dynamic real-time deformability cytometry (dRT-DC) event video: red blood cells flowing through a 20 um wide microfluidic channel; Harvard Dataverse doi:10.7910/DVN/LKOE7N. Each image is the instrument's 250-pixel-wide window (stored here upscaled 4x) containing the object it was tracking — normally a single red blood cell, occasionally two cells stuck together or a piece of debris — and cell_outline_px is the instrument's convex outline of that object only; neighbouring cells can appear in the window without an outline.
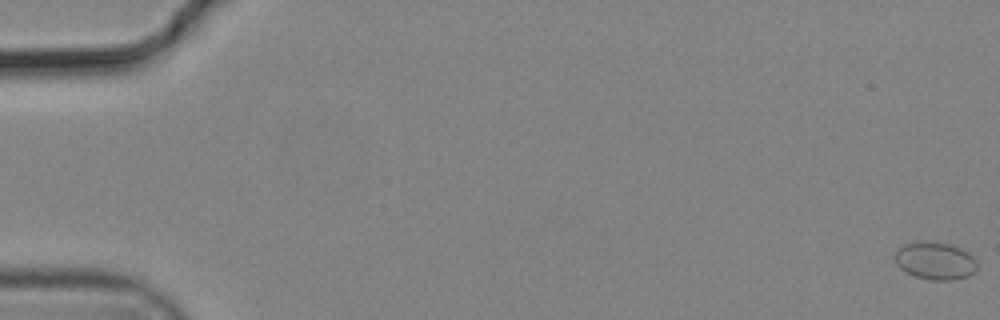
{"species": "common noctule bat (a hibernating species)", "species_latin": "Nyctalus noctula", "temperature_condition": "cold", "stored_images_in_passage": 57, "camera_frame_rate_fps": 3000, "um_per_image_px": 0.085, "animal": {"sex": "male", "body_mass_g": 19.2, "forearm_length_mm": 51.8}, "frame": {"image": 1, "passage_image": 1, "time_ms": 0.0, "image_size_px": [1000, 320], "cell_outline_px": [[976, 268], [968, 276], [952, 280], [932, 280], [916, 276], [904, 272], [896, 264], [896, 248], [904, 244], [920, 240], [924, 240], [948, 244], [960, 248], [968, 252], [976, 260]], "centroid_in_image_um": [79.45, 22.15], "position_along_channel_um": 5.5, "area_um2": 18.03}}
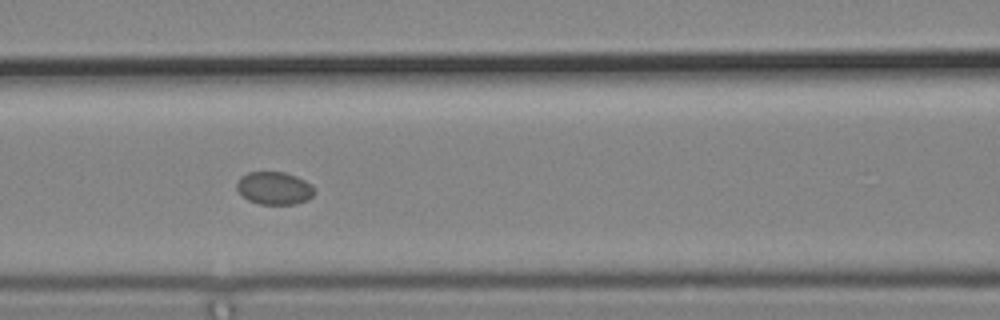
{"frame": {"image": 2, "passage_image": 26, "time_ms": 8.333, "image_size_px": [1000, 320], "cell_outline_px": [[316, 192], [308, 200], [296, 204], [260, 204], [248, 200], [236, 188], [236, 184], [240, 176], [248, 172], [284, 172], [296, 176], [304, 180]], "centroid_in_image_um": [23.3, 15.99], "position_along_channel_um": 143.3, "area_um2": 14.74}}
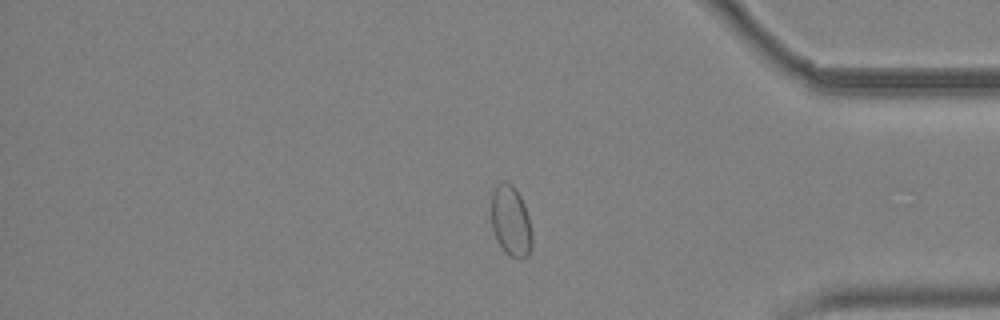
{"frame": {"image": 3, "passage_image": 48, "time_ms": 15.667, "image_size_px": [1000, 320], "cell_outline_px": [[532, 248], [528, 256], [520, 260], [504, 252], [492, 228], [492, 192], [496, 184], [500, 180], [508, 180], [516, 188], [524, 204], [528, 216], [532, 232]], "centroid_in_image_um": [43.44, 18.76], "position_along_channel_um": 391.8, "area_um2": 16.99}}